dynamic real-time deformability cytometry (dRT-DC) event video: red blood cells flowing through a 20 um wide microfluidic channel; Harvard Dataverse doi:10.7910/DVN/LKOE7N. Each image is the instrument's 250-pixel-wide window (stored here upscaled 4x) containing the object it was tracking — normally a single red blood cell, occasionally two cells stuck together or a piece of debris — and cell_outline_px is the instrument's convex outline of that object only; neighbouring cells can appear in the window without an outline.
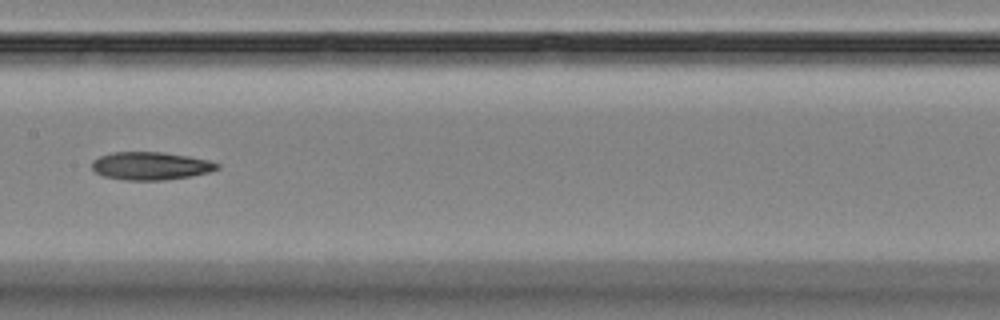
{"species": "Egyptian fruit bat (a non-hibernating species)", "species_latin": "Rousettus aegyptiacus", "temperature_condition": "room temperature", "stored_images_in_passage": 9, "camera_frame_rate_fps": 3000, "um_per_image_px": 0.085, "animal": {"sex": "female"}, "frame": {"image": 1, "passage_image": 9, "time_ms": 9.0, "image_size_px": [1000, 320], "cell_outline_px": [[220, 168], [208, 172], [192, 176], [164, 180], [124, 180], [104, 176], [96, 172], [92, 168], [92, 160], [100, 156], [112, 152], [160, 152], [188, 156], [208, 160], [220, 164]], "centroid_in_image_um": [12.8, 14.1], "position_along_channel_um": 194.6, "area_um2": 20.35}}